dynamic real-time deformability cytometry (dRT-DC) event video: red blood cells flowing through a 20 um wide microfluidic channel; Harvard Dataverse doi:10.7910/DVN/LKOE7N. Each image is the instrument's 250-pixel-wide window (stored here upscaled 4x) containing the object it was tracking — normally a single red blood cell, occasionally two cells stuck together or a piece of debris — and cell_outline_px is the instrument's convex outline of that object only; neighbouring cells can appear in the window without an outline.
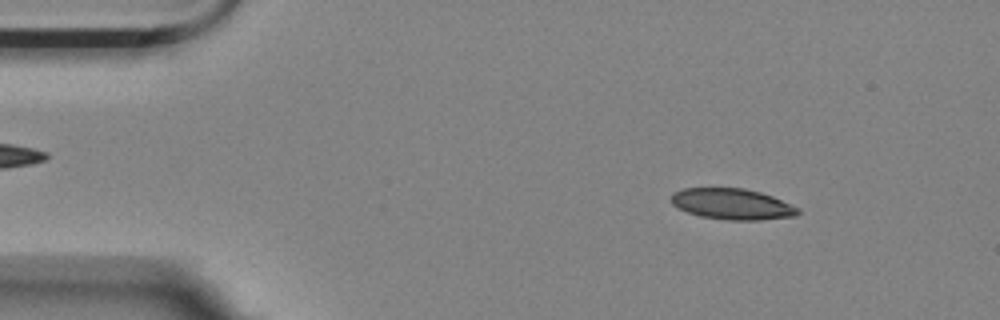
{"species": "Egyptian fruit bat (a non-hibernating species)", "species_latin": "Rousettus aegyptiacus", "temperature_condition": "room temperature", "stored_images_in_passage": 56, "camera_frame_rate_fps": 3000, "um_per_image_px": 0.085, "animal": {"sex": "female"}, "frame": {"image": 1, "passage_image": 7, "time_ms": 2.0, "image_size_px": [1000, 320], "cell_outline_px": [[800, 212], [796, 216], [760, 220], [728, 220], [700, 216], [688, 212], [672, 204], [672, 192], [684, 188], [744, 188], [760, 192], [772, 196], [800, 208]], "centroid_in_image_um": [62.26, 17.34], "position_along_channel_um": 22.7, "area_um2": 22.83}}
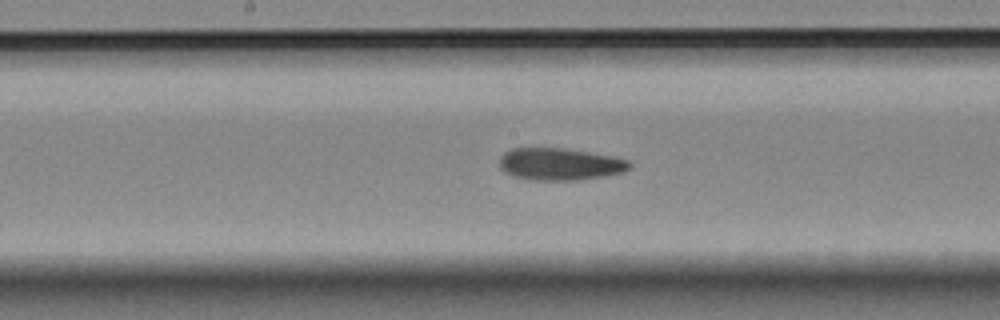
{"frame": {"image": 2, "passage_image": 28, "time_ms": 9.0, "image_size_px": [1000, 320], "cell_outline_px": [[632, 164], [624, 172], [580, 180], [532, 180], [512, 176], [504, 172], [500, 168], [500, 156], [504, 152], [512, 148], [564, 148], [612, 156], [628, 160]], "centroid_in_image_um": [47.56, 13.95], "position_along_channel_um": 200.6, "area_um2": 24.39}}
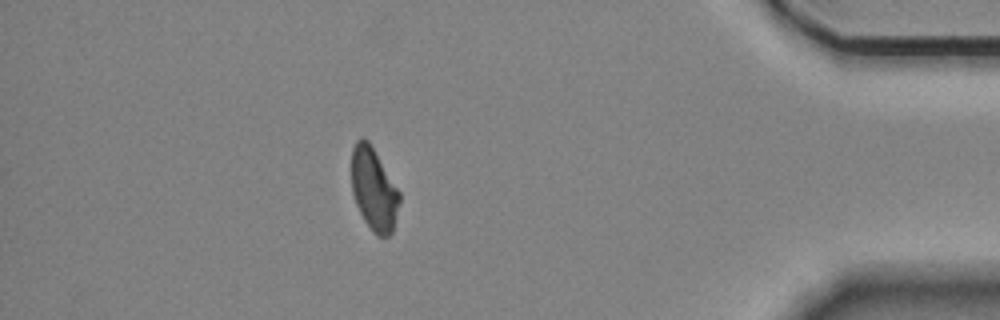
{"frame": {"image": 3, "passage_image": 49, "time_ms": 16.0, "image_size_px": [1000, 320], "cell_outline_px": [[400, 200], [392, 232], [388, 236], [376, 236], [372, 232], [364, 220], [356, 204], [352, 192], [352, 148], [356, 140], [368, 140], [400, 192]], "centroid_in_image_um": [31.77, 16.12], "position_along_channel_um": 403.4, "area_um2": 22.83}, "authors_computed_cell_mechanics": {"area_um2": 24.0737, "velocity_mm_per_s": 3.5227, "shape_relaxation_time_tau1_ms": null, "shape_relaxation_time_tau2_ms": 7.0224, "deformation_change_tau1": null, "deformation_change_tau2": 0.1248}}